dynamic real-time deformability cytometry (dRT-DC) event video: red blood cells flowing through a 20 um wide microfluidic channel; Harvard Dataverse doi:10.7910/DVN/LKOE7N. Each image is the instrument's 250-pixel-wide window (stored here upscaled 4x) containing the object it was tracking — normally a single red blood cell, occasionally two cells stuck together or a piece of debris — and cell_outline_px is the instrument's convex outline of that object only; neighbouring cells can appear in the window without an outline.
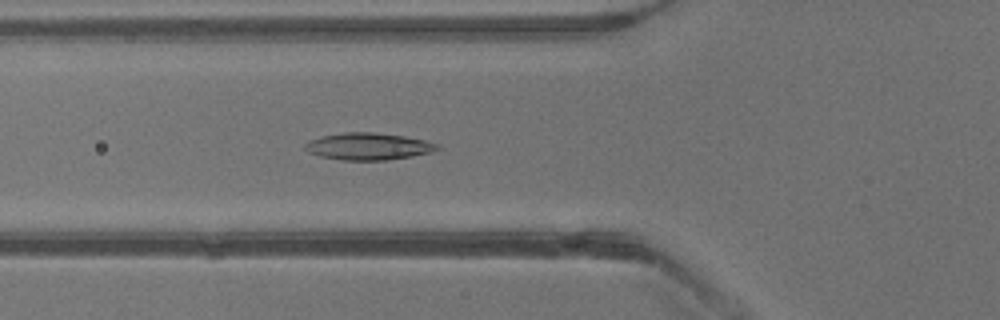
{"species": "common noctule bat (a hibernating species)", "species_latin": "Nyctalus noctula", "temperature_condition": "warm", "stored_images_in_passage": 32, "camera_frame_rate_fps": 3000, "um_per_image_px": 0.085, "animal": {"sex": "male", "body_mass_g": 13.3}, "frame": {"image": 1, "passage_image": 9, "time_ms": 2.667, "image_size_px": [1000, 320], "cell_outline_px": [[440, 148], [432, 152], [412, 156], [384, 160], [340, 160], [320, 156], [308, 152], [304, 148], [304, 144], [308, 140], [320, 136], [344, 132], [376, 132], [404, 136], [424, 140], [440, 144]], "centroid_in_image_um": [31.28, 12.43], "position_along_channel_um": 94.5, "area_um2": 20.98}}
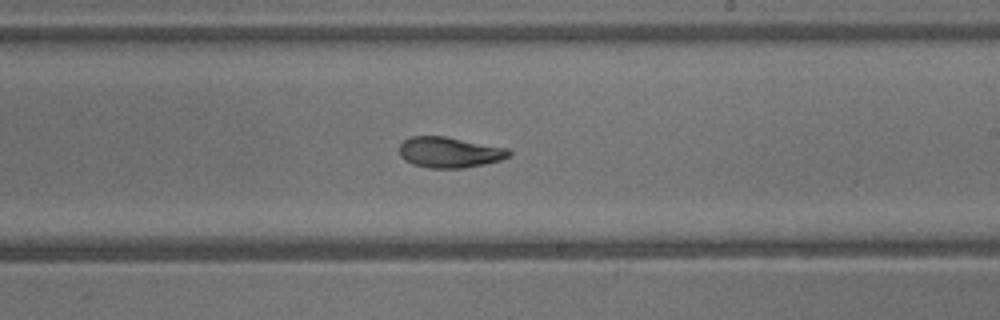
{"frame": {"image": 2, "passage_image": 18, "time_ms": 5.667, "image_size_px": [1000, 320], "cell_outline_px": [[512, 156], [500, 160], [484, 164], [464, 168], [428, 168], [412, 164], [404, 160], [400, 156], [400, 144], [404, 140], [412, 136], [444, 136], [508, 148], [512, 152]], "centroid_in_image_um": [38.22, 12.95], "position_along_channel_um": 250.8, "area_um2": 19.71}}
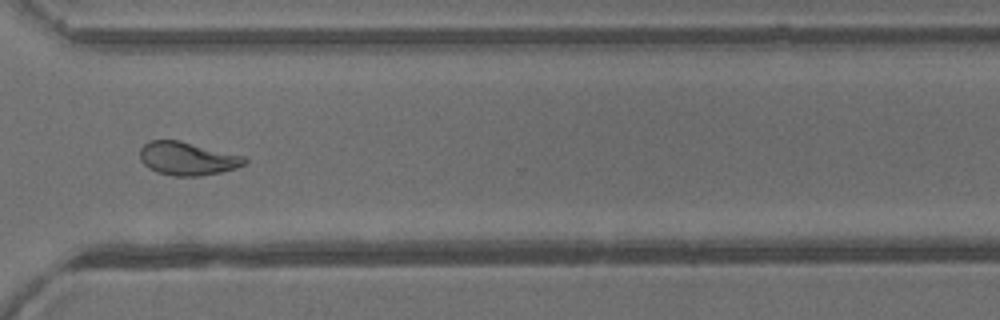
{"frame": {"image": 3, "passage_image": 24, "time_ms": 7.667, "image_size_px": [1000, 320], "cell_outline_px": [[248, 160], [244, 164], [236, 168], [220, 172], [200, 176], [172, 176], [156, 172], [148, 168], [140, 160], [140, 148], [148, 140], [180, 140], [244, 156]], "centroid_in_image_um": [15.9, 13.48], "position_along_channel_um": 354.7, "area_um2": 20.4}}